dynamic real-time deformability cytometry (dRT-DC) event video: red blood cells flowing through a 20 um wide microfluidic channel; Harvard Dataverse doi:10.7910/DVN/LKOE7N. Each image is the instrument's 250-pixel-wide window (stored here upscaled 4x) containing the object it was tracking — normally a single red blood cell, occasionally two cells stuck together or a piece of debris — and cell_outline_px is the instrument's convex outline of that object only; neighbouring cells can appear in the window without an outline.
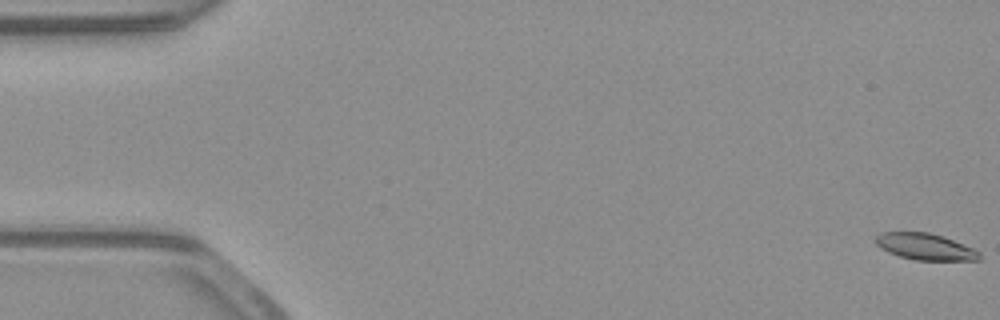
{"species": "common noctule bat (a hibernating species)", "species_latin": "Nyctalus noctula", "temperature_condition": "warm", "stored_images_in_passage": 54, "camera_frame_rate_fps": 3000, "um_per_image_px": 0.085, "animal": {"sex": "male", "body_mass_g": 23.1, "forearm_length_mm": 52.7}, "frame": {"image": 1, "passage_image": 1, "time_ms": 0.0, "image_size_px": [1000, 320], "cell_outline_px": [[980, 260], [916, 260], [900, 256], [888, 252], [880, 248], [876, 244], [876, 236], [880, 232], [928, 232], [944, 236], [972, 248], [980, 252]], "centroid_in_image_um": [78.63, 20.96], "position_along_channel_um": 6.4, "area_um2": 15.95}}
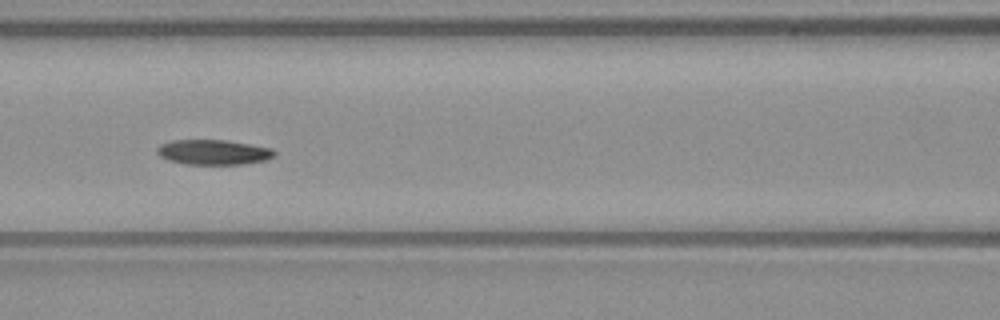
{"frame": {"image": 2, "passage_image": 24, "time_ms": 7.667, "image_size_px": [1000, 320], "cell_outline_px": [[276, 152], [272, 156], [264, 160], [244, 164], [184, 164], [168, 160], [160, 156], [156, 152], [156, 148], [160, 144], [172, 140], [228, 140], [272, 148]], "centroid_in_image_um": [18.1, 12.93], "position_along_channel_um": 148.5, "area_um2": 17.11}}
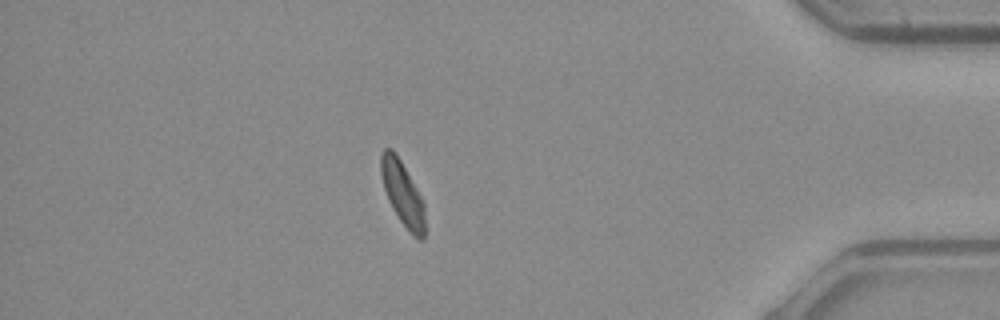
{"frame": {"image": 3, "passage_image": 47, "time_ms": 15.333, "image_size_px": [1000, 320], "cell_outline_px": [[424, 240], [420, 240], [412, 236], [400, 220], [392, 208], [388, 200], [384, 188], [380, 172], [380, 156], [384, 148], [392, 148], [396, 152], [416, 188], [424, 204]], "centroid_in_image_um": [34.2, 16.44], "position_along_channel_um": 401.0, "area_um2": 16.36}, "authors_computed_cell_mechanics": {"area_um2": 17.1088, "velocity_mm_per_s": 3.881, "shape_relaxation_time_tau1_ms": 11.3572, "shape_relaxation_time_tau2_ms": 6.988, "deformation_change_tau1": 0.2593, "deformation_change_tau2": 0.1287}}